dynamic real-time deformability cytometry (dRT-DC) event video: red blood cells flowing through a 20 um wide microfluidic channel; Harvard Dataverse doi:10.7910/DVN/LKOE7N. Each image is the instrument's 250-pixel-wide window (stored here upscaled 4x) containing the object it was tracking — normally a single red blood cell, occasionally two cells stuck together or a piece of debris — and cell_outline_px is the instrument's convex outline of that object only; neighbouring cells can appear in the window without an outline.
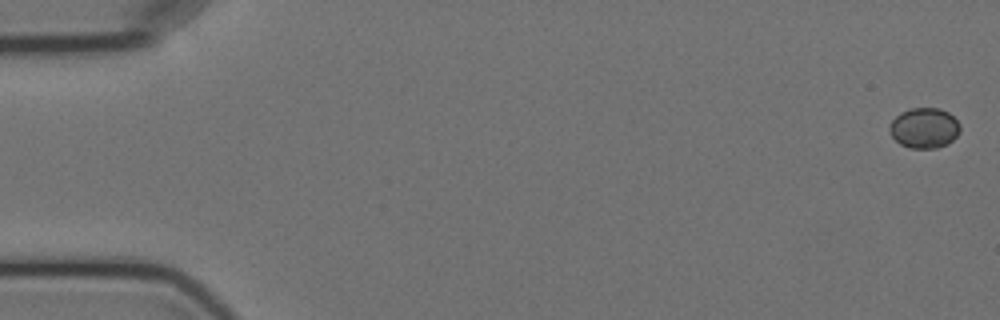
{"species": "Egyptian fruit bat (a non-hibernating species)", "species_latin": "Rousettus aegyptiacus", "temperature_condition": "cold", "stored_images_in_passage": 6, "camera_frame_rate_fps": 3000, "um_per_image_px": 0.085, "animal": {"sex": "female"}, "frame": {"image": 1, "passage_image": 1, "time_ms": 0.0, "image_size_px": [1000, 320], "cell_outline_px": [[960, 132], [948, 144], [936, 148], [908, 148], [900, 144], [892, 136], [888, 128], [892, 120], [900, 112], [912, 108], [940, 108], [948, 112], [960, 124]], "centroid_in_image_um": [78.56, 10.88], "position_along_channel_um": 6.4, "area_um2": 16.65}}
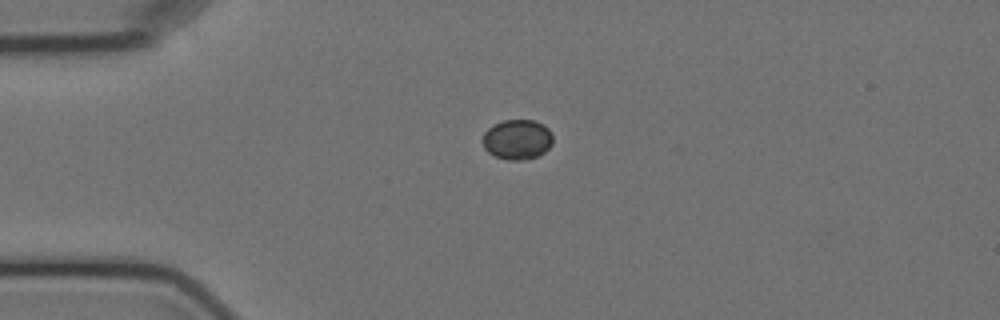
{"frame": {"image": 2, "passage_image": 4, "time_ms": 4.333, "image_size_px": [1000, 320], "cell_outline_px": [[552, 144], [544, 152], [536, 156], [524, 160], [508, 160], [496, 156], [488, 152], [484, 148], [480, 140], [484, 132], [488, 128], [504, 120], [532, 120], [544, 124], [552, 132]], "centroid_in_image_um": [43.95, 11.85], "position_along_channel_um": 41.0, "area_um2": 16.47}}
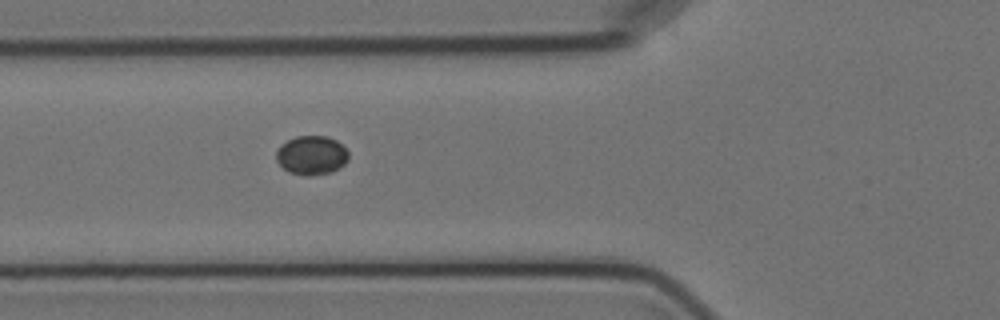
{"frame": {"image": 3, "passage_image": 6, "time_ms": 6.667, "image_size_px": [1000, 320], "cell_outline_px": [[348, 160], [344, 164], [332, 172], [308, 176], [304, 176], [288, 172], [276, 160], [276, 152], [280, 144], [296, 136], [328, 136], [336, 140], [348, 152]], "centroid_in_image_um": [26.47, 13.2], "position_along_channel_um": 99.3, "area_um2": 16.47}}